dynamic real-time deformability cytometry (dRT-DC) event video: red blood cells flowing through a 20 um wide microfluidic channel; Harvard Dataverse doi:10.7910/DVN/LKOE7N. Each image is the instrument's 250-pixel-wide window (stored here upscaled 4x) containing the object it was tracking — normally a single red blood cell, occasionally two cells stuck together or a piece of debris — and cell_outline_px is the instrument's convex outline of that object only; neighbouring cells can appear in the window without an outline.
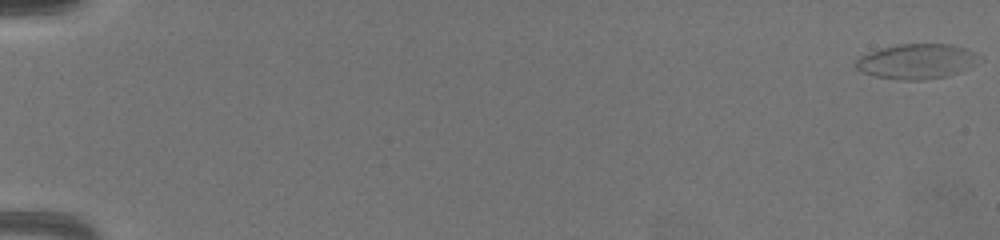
{"species": "common noctule bat (a hibernating species)", "species_latin": "Nyctalus noctula", "temperature_condition": "warm", "stored_images_in_passage": 69, "camera_frame_rate_fps": 3000, "um_per_image_px": 0.085, "animal": {"sex": "female", "body_mass_g": 19.5, "forearm_length_mm": 54.1}, "frame": {"image": 1, "passage_image": 1, "time_ms": 0.0, "image_size_px": [1000, 240], "cell_outline_px": [[972, 52], [956, 72], [944, 76], [924, 80], [900, 80], [876, 76], [864, 72], [856, 68], [856, 60], [860, 56], [884, 48], [904, 44], [948, 44], [964, 48]], "centroid_in_image_um": [77.67, 5.22], "position_along_channel_um": 7.3, "area_um2": 23.18}}
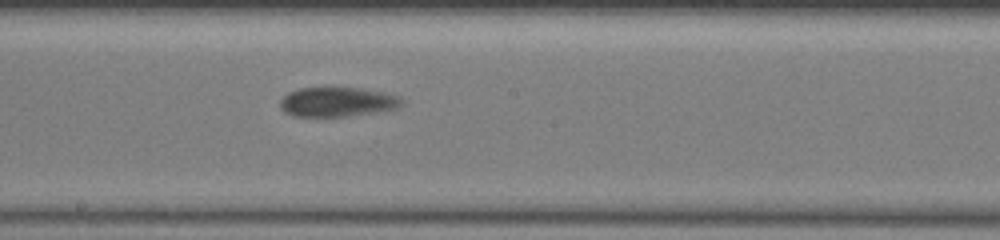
{"frame": {"image": 2, "passage_image": 41, "time_ms": 13.333, "image_size_px": [1000, 240], "cell_outline_px": [[404, 104], [396, 108], [348, 116], [292, 116], [284, 112], [280, 108], [280, 100], [288, 92], [300, 88], [360, 88], [384, 92], [400, 96], [404, 100]], "centroid_in_image_um": [28.67, 8.66], "position_along_channel_um": 219.5, "area_um2": 20.87}}
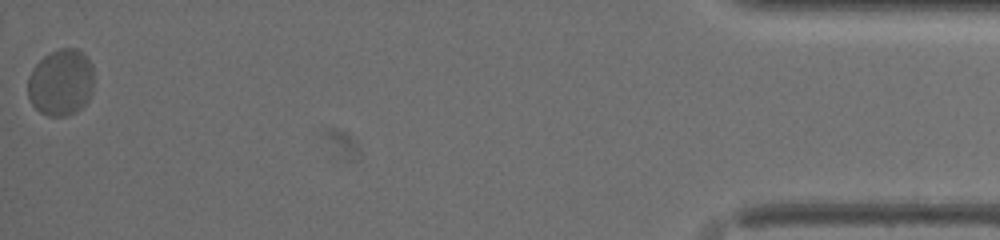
{"frame": {"image": 3, "passage_image": 69, "time_ms": 22.667, "image_size_px": [1000, 240], "cell_outline_px": [[92, 92], [88, 100], [76, 112], [68, 116], [48, 116], [40, 112], [32, 104], [28, 96], [28, 76], [32, 68], [44, 56], [60, 48], [76, 48], [84, 52], [92, 64]], "centroid_in_image_um": [5.17, 7.0], "position_along_channel_um": 430.0, "area_um2": 25.78}, "authors_computed_cell_mechanics": {"area_um2": 22.542, "velocity_mm_per_s": 3.1675, "shape_relaxation_time_tau1_ms": 6.5072, "shape_relaxation_time_tau2_ms": null, "deformation_change_tau1": 0.1622, "deformation_change_tau2": null}}